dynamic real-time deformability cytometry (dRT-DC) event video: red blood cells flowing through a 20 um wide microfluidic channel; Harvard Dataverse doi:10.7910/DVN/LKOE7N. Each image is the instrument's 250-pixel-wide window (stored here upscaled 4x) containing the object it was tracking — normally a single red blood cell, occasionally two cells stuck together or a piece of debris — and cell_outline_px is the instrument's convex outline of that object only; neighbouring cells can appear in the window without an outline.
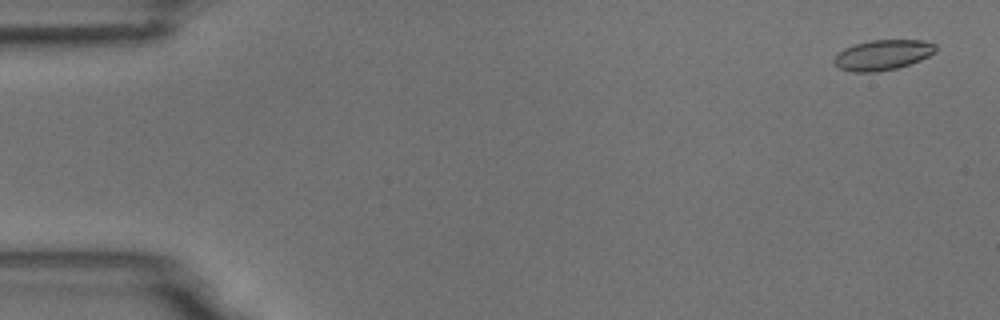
{"species": "common noctule bat (a hibernating species)", "species_latin": "Nyctalus noctula", "temperature_condition": "room temperature", "stored_images_in_passage": 56, "camera_frame_rate_fps": 3000, "um_per_image_px": 0.085, "animal": {"sex": "male", "body_mass_g": 18.8}, "frame": {"image": 1, "passage_image": 3, "time_ms": 0.667, "image_size_px": [1000, 320], "cell_outline_px": [[936, 52], [920, 60], [896, 68], [876, 72], [852, 72], [840, 68], [832, 60], [844, 48], [868, 40], [924, 40], [936, 44]], "centroid_in_image_um": [75.04, 4.66], "position_along_channel_um": 10.0, "area_um2": 17.8}}
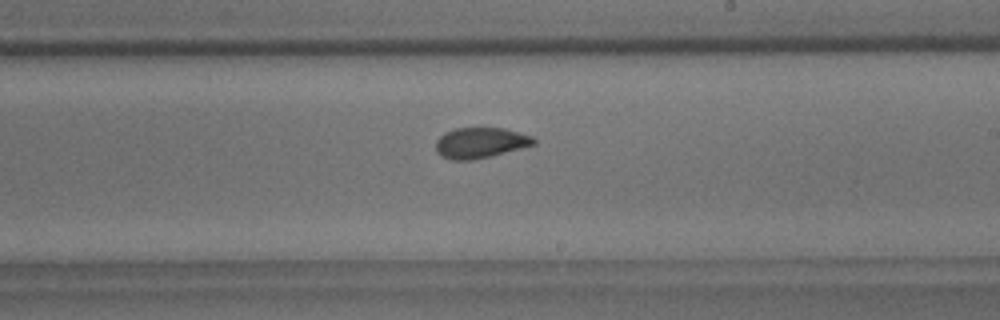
{"frame": {"image": 2, "passage_image": 33, "time_ms": 10.667, "image_size_px": [1000, 320], "cell_outline_px": [[536, 144], [492, 156], [472, 160], [452, 160], [440, 156], [436, 152], [436, 140], [444, 132], [456, 128], [504, 128], [520, 132], [532, 136], [536, 140]], "centroid_in_image_um": [40.82, 12.14], "position_along_channel_um": 248.2, "area_um2": 17.63}}
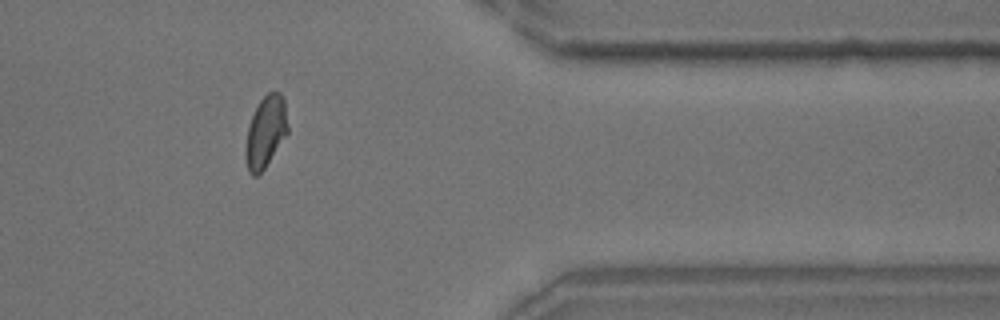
{"frame": {"image": 3, "passage_image": 46, "time_ms": 15.0, "image_size_px": [1000, 320], "cell_outline_px": [[288, 132], [264, 168], [256, 176], [252, 176], [248, 172], [244, 156], [244, 152], [248, 128], [252, 116], [260, 100], [268, 92], [280, 92], [284, 100], [288, 124]], "centroid_in_image_um": [22.56, 11.22], "position_along_channel_um": 388.8, "area_um2": 17.46}, "authors_computed_cell_mechanics": {"area_um2": 17.7446, "velocity_mm_per_s": 3.6757, "shape_relaxation_time_tau1_ms": 6.2162, "shape_relaxation_time_tau2_ms": 1.0404, "deformation_change_tau1": 0.1292, "deformation_change_tau2": 0.0627}}